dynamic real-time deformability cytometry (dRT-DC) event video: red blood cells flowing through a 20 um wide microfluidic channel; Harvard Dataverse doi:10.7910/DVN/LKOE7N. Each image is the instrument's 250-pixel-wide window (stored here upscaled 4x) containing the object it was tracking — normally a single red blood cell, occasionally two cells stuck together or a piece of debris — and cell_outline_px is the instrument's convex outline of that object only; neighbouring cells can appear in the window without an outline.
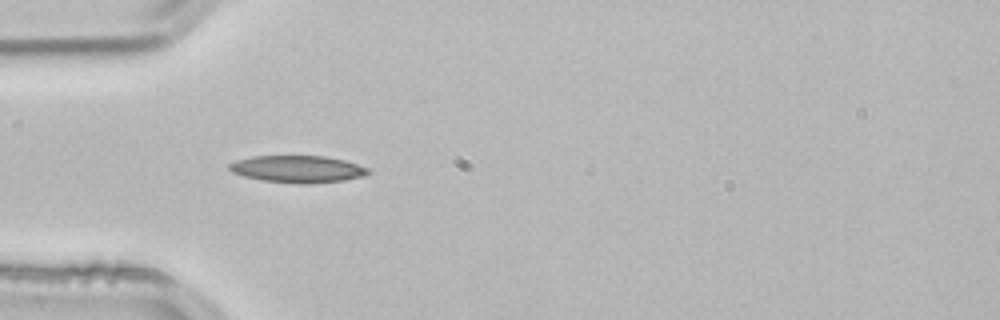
{"species": "common noctule bat (a hibernating species)", "species_latin": "Nyctalus noctula", "temperature_condition": "room temperature", "stored_images_in_passage": 53, "camera_frame_rate_fps": 3000, "um_per_image_px": 0.085, "animal": {"sex": "male", "body_mass_g": 21.5, "forearm_length_mm": 52.0}, "frame": {"image": 1, "passage_image": 16, "time_ms": 5.0, "image_size_px": [1000, 320], "cell_outline_px": [[372, 172], [364, 176], [344, 180], [300, 184], [260, 180], [244, 176], [232, 172], [228, 168], [228, 164], [236, 160], [252, 156], [324, 156], [344, 160], [368, 168]], "centroid_in_image_um": [25.28, 14.37], "position_along_channel_um": 59.7, "area_um2": 21.85}, "authors_computed_cell_mechanics": {"area_um2": 20.1144, "velocity_mm_per_s": 3.8469, "shape_relaxation_time_tau1_ms": null, "shape_relaxation_time_tau2_ms": 2.9991, "deformation_change_tau1": null, "deformation_change_tau2": 0.111}}